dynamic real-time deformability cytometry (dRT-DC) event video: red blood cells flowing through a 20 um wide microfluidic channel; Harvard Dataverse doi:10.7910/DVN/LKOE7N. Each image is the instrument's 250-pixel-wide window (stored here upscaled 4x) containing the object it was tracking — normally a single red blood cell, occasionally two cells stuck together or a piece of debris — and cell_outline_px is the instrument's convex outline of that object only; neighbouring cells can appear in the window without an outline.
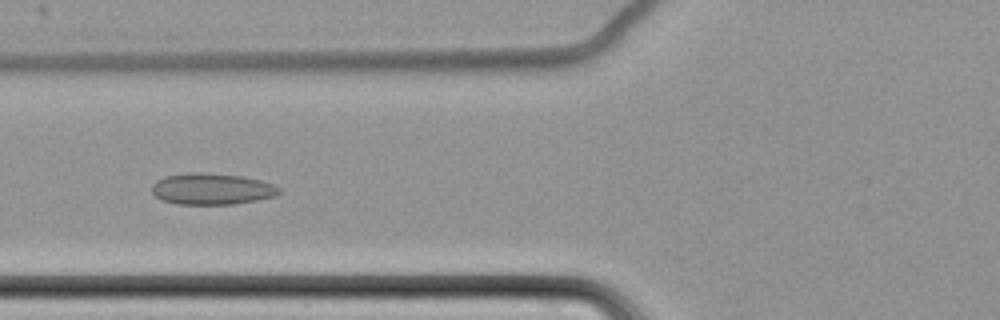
{"species": "common noctule bat (a hibernating species)", "species_latin": "Nyctalus noctula", "temperature_condition": "cold", "stored_images_in_passage": 6, "camera_frame_rate_fps": 3000, "um_per_image_px": 0.085, "animal": {"sex": "female", "body_mass_g": 22.7, "forearm_length_mm": 54.2}, "frame": {"image": 1, "passage_image": 6, "time_ms": 6.0, "image_size_px": [1000, 320], "cell_outline_px": [[280, 192], [272, 196], [256, 200], [232, 204], [176, 204], [164, 200], [156, 196], [152, 192], [152, 184], [156, 180], [164, 176], [188, 172], [200, 172], [244, 176], [260, 180], [272, 184], [280, 188]], "centroid_in_image_um": [17.97, 16.04], "position_along_channel_um": 107.8, "area_um2": 23.18}}